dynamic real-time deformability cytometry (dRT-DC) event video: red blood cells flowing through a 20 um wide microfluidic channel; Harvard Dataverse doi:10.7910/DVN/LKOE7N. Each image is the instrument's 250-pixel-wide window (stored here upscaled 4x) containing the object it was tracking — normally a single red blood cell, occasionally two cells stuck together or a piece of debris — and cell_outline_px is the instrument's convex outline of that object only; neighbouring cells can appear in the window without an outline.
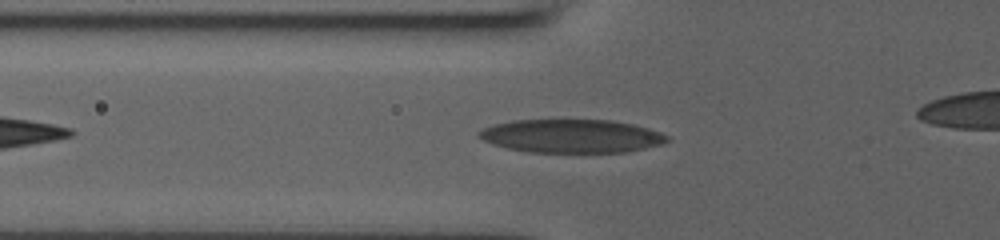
{"species": "human", "species_latin": "Homo sapiens", "temperature_condition": "room temperature", "stored_images_in_passage": 32, "camera_frame_rate_fps": 3000, "um_per_image_px": 0.085, "donor": {"sex": "male"}, "frame": {"image": 1, "passage_image": 5, "time_ms": 1.333, "image_size_px": [1000, 240], "cell_outline_px": [[668, 140], [664, 144], [628, 152], [528, 152], [508, 148], [492, 144], [476, 136], [476, 132], [492, 124], [512, 120], [612, 120], [632, 124], [648, 128], [660, 132], [668, 136]], "centroid_in_image_um": [48.56, 11.56], "position_along_channel_um": 77.2, "area_um2": 36.82}}
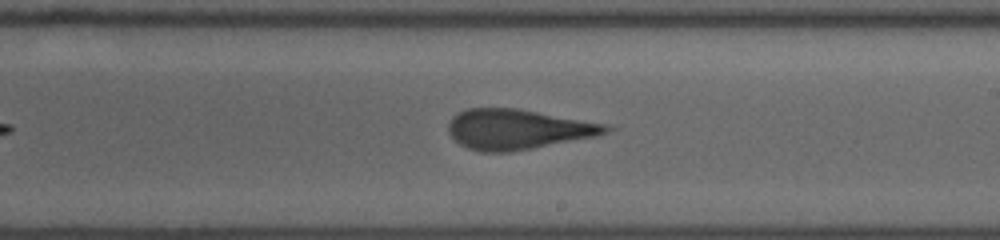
{"frame": {"image": 2, "passage_image": 17, "time_ms": 5.333, "image_size_px": [1000, 240], "cell_outline_px": [[616, 128], [608, 132], [596, 136], [532, 148], [508, 152], [480, 152], [468, 148], [460, 144], [448, 132], [448, 124], [452, 116], [468, 108], [516, 108], [608, 124]], "centroid_in_image_um": [44.02, 10.98], "position_along_channel_um": 245.0, "area_um2": 36.7}}
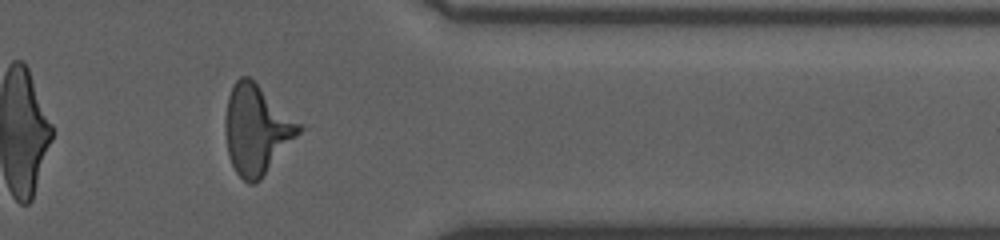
{"frame": {"image": 3, "passage_image": 28, "time_ms": 9.0, "image_size_px": [1000, 240], "cell_outline_px": [[304, 128], [260, 180], [256, 184], [248, 184], [236, 172], [228, 156], [224, 132], [224, 116], [228, 96], [232, 84], [240, 76], [248, 76], [304, 124]], "centroid_in_image_um": [21.8, 11.0], "position_along_channel_um": 389.6, "area_um2": 38.78}}